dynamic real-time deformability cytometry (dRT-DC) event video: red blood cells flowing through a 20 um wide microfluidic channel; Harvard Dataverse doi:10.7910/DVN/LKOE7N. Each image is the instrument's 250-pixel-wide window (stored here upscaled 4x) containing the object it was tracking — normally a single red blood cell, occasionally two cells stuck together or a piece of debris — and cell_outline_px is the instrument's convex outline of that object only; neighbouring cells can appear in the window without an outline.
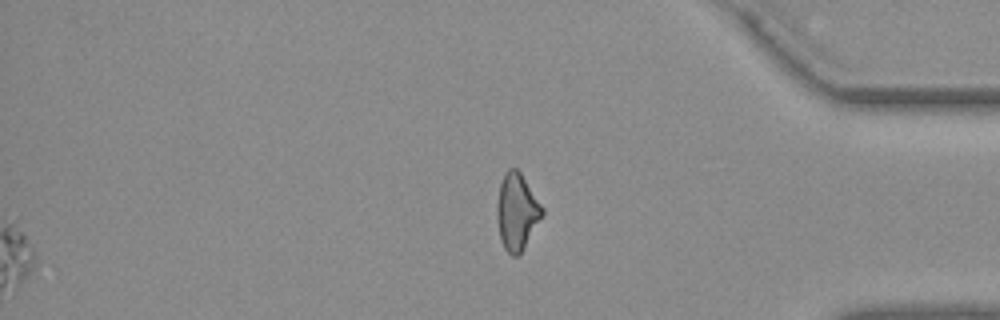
{"species": "common noctule bat (a hibernating species)", "species_latin": "Nyctalus noctula", "temperature_condition": "warm", "stored_images_in_passage": 46, "segment_of_instrument_passage": [2, 2], "camera_frame_rate_fps": 3000, "um_per_image_px": 0.085, "animal": {"sex": "female", "body_mass_g": 19.3, "forearm_length_mm": 54.1}, "frame": {"image": 1, "passage_image": 46, "time_ms": 15.0, "image_size_px": [1000, 320], "cell_outline_px": [[544, 212], [524, 248], [516, 256], [512, 256], [504, 248], [500, 240], [496, 220], [496, 208], [500, 184], [504, 172], [508, 168], [516, 168], [520, 172], [544, 208]], "centroid_in_image_um": [43.91, 17.99], "position_along_channel_um": 391.3, "area_um2": 20.17}}